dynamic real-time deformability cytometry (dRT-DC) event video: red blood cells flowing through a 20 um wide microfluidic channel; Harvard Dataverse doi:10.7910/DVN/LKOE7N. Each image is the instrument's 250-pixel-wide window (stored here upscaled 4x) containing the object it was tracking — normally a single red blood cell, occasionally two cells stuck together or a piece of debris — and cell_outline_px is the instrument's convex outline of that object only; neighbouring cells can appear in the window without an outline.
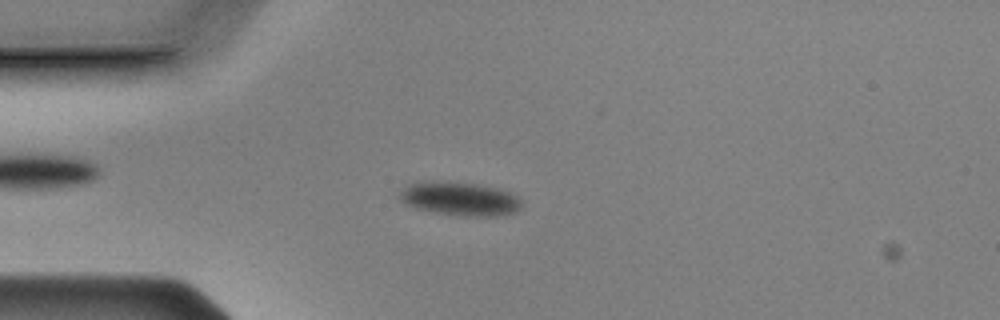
{"species": "Egyptian fruit bat (a non-hibernating species)", "species_latin": "Rousettus aegyptiacus", "temperature_condition": "cold", "stored_images_in_passage": 54, "camera_frame_rate_fps": 3000, "um_per_image_px": 0.085, "animal": {"sex": "male"}, "frame": {"image": 1, "passage_image": 13, "time_ms": 4.0, "image_size_px": [1000, 320], "cell_outline_px": [[524, 200], [520, 208], [516, 212], [496, 216], [476, 216], [440, 212], [416, 208], [400, 200], [396, 196], [408, 184], [420, 180], [476, 184], [496, 188], [520, 196]], "centroid_in_image_um": [39.11, 16.88], "position_along_channel_um": 45.9, "area_um2": 23.7}}
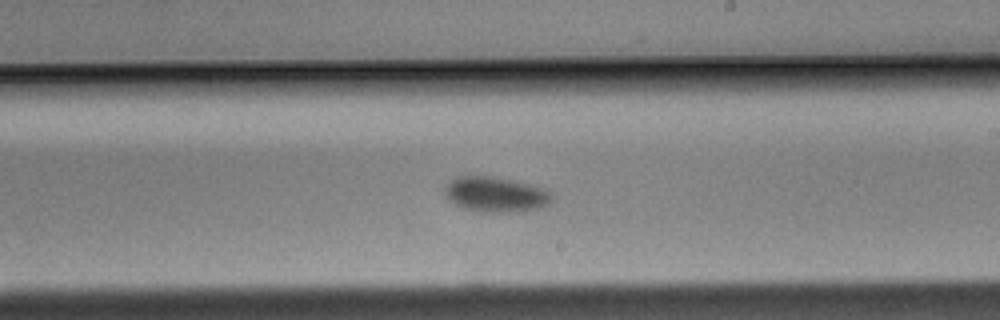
{"frame": {"image": 2, "passage_image": 31, "time_ms": 10.0, "image_size_px": [1000, 320], "cell_outline_px": [[552, 200], [540, 208], [500, 212], [480, 212], [464, 208], [448, 200], [444, 196], [444, 188], [456, 176], [488, 176], [512, 180], [544, 188], [552, 196]], "centroid_in_image_um": [42.07, 16.52], "position_along_channel_um": 246.9, "area_um2": 21.62}}
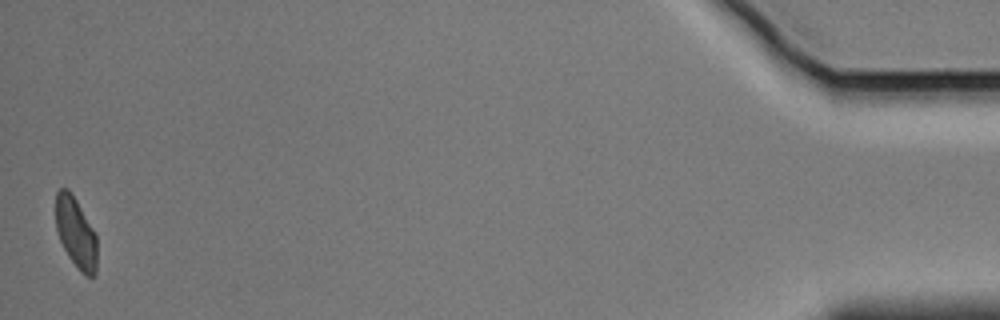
{"frame": {"image": 3, "passage_image": 54, "time_ms": 17.667, "image_size_px": [1000, 320], "cell_outline_px": [[96, 276], [88, 276], [80, 272], [68, 256], [60, 240], [56, 228], [56, 192], [60, 188], [68, 188], [72, 192], [92, 228], [96, 236]], "centroid_in_image_um": [6.44, 19.77], "position_along_channel_um": 428.8, "area_um2": 16.88}, "authors_computed_cell_mechanics": {"area_um2": 21.6172, "velocity_mm_per_s": 3.6034, "shape_relaxation_time_tau1_ms": 1.282, "shape_relaxation_time_tau2_ms": null, "deformation_change_tau1": 0.0706, "deformation_change_tau2": null}}